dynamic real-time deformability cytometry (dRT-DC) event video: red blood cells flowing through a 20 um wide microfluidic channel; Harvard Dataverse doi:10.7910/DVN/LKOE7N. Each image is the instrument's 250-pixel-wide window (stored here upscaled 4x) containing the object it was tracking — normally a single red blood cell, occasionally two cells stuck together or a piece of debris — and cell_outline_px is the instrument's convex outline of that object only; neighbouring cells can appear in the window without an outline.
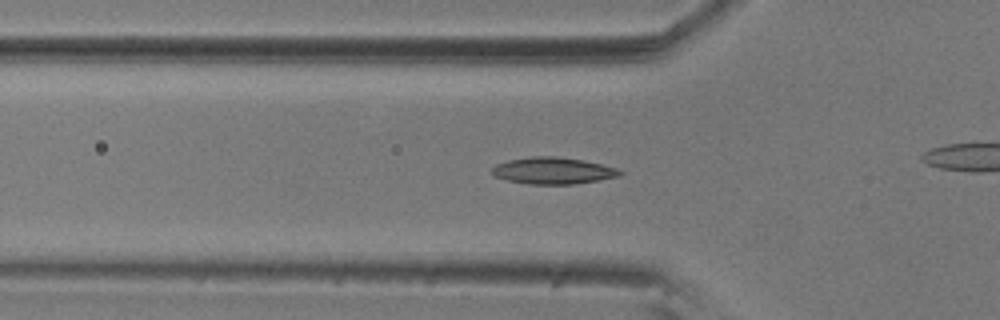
{"species": "common noctule bat (a hibernating species)", "species_latin": "Nyctalus noctula", "temperature_condition": "room temperature", "stored_images_in_passage": 31, "camera_frame_rate_fps": 3000, "um_per_image_px": 0.085, "animal": {"sex": "male", "body_mass_g": 20.5, "forearm_length_mm": 52.5}, "frame": {"image": 1, "passage_image": 19, "time_ms": 6.0, "image_size_px": [1000, 320], "cell_outline_px": [[624, 172], [620, 176], [576, 184], [528, 184], [508, 180], [496, 176], [492, 172], [492, 168], [496, 164], [508, 160], [532, 156], [556, 156], [584, 160], [616, 168]], "centroid_in_image_um": [47.02, 14.5], "position_along_channel_um": 78.8, "area_um2": 19.83}}
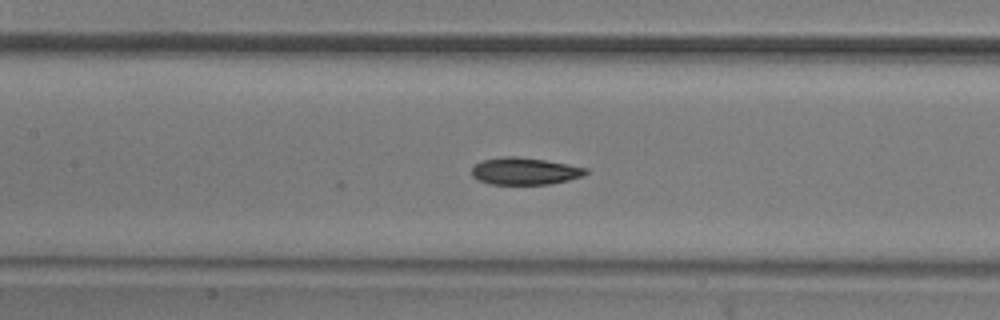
{"frame": {"image": 2, "passage_image": 26, "time_ms": 8.333, "image_size_px": [1000, 320], "cell_outline_px": [[588, 172], [584, 176], [568, 180], [548, 184], [488, 184], [476, 180], [472, 176], [472, 168], [476, 164], [484, 160], [504, 156], [516, 156], [544, 160], [568, 164], [588, 168]], "centroid_in_image_um": [44.6, 14.55], "position_along_channel_um": 162.8, "area_um2": 18.03}}
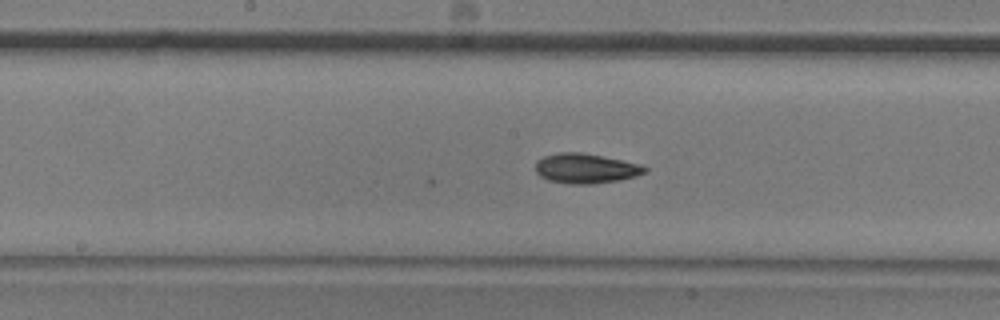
{"frame": {"image": 3, "passage_image": 29, "time_ms": 9.333, "image_size_px": [1000, 320], "cell_outline_px": [[648, 172], [636, 176], [620, 180], [592, 184], [568, 184], [548, 180], [540, 176], [536, 172], [536, 160], [544, 156], [560, 152], [580, 152], [640, 164], [648, 168]], "centroid_in_image_um": [49.78, 14.33], "position_along_channel_um": 198.4, "area_um2": 19.02}}